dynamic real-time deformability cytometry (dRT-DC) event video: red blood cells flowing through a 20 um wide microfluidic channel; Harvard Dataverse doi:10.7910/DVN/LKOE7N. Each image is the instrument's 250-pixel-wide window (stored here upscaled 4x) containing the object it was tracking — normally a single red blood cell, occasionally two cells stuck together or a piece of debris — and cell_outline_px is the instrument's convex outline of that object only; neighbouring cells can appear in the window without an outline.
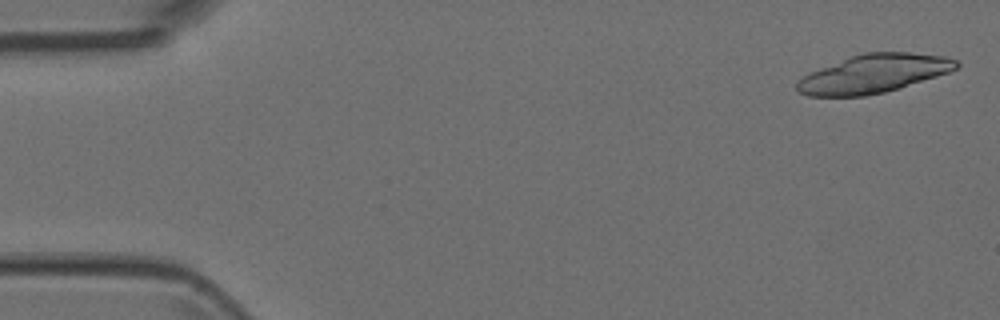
{"species": "Egyptian fruit bat (a non-hibernating species)", "species_latin": "Rousettus aegyptiacus", "temperature_condition": "room temperature", "stored_images_in_passage": 6, "camera_frame_rate_fps": 3000, "um_per_image_px": 0.085, "animal": {"sex": "female"}, "frame": {"image": 1, "passage_image": 1, "time_ms": 0.0, "image_size_px": [1000, 320], "cell_outline_px": [[960, 64], [956, 68], [948, 72], [900, 88], [884, 92], [864, 96], [808, 96], [800, 92], [796, 88], [796, 84], [804, 76], [820, 68], [852, 56], [864, 52], [908, 52], [944, 56], [956, 60]], "centroid_in_image_um": [74.28, 6.26], "position_along_channel_um": 10.7, "area_um2": 35.2}}